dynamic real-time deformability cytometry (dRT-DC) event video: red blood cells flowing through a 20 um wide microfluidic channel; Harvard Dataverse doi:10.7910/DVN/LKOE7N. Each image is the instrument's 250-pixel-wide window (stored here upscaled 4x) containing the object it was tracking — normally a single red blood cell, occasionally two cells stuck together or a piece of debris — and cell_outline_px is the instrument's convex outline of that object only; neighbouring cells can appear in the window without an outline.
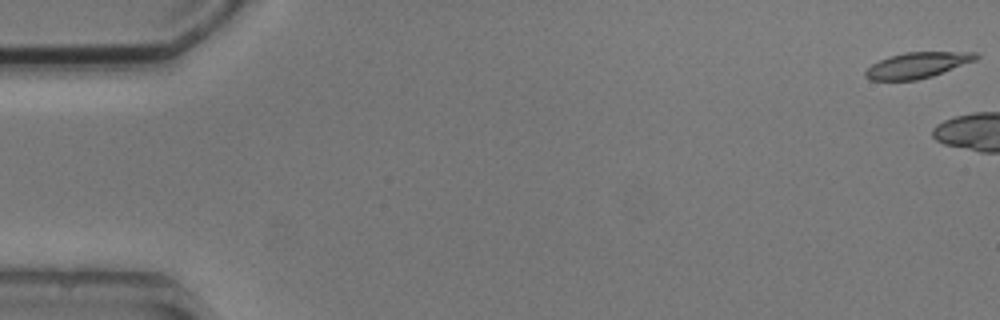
{"species": "common noctule bat (a hibernating species)", "species_latin": "Nyctalus noctula", "temperature_condition": "cold", "stored_images_in_passage": 9, "camera_frame_rate_fps": 3000, "um_per_image_px": 0.085, "animal": {"sex": "male", "body_mass_g": 20.5, "forearm_length_mm": 52.5}, "frame": {"image": 1, "passage_image": 1, "time_ms": 0.0, "image_size_px": [1000, 320], "cell_outline_px": [[980, 56], [976, 60], [932, 76], [916, 80], [868, 80], [864, 76], [864, 72], [872, 64], [888, 56], [904, 52], [976, 52]], "centroid_in_image_um": [77.96, 5.53], "position_along_channel_um": 7.0, "area_um2": 16.59}}
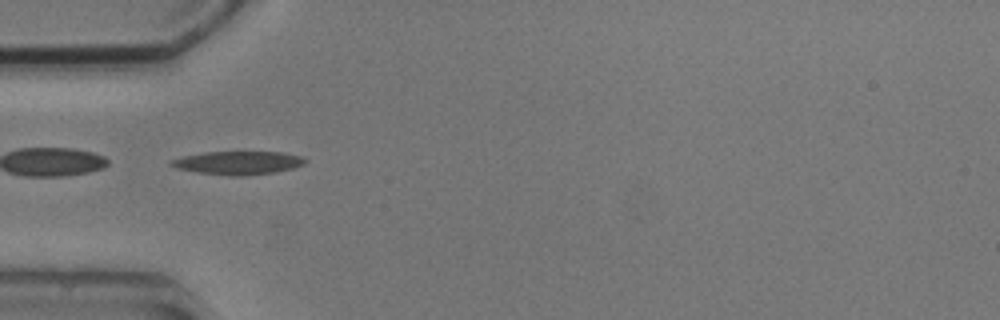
{"frame": {"image": 2, "passage_image": 7, "time_ms": 6.667, "image_size_px": [1000, 320], "cell_outline_px": [[308, 160], [304, 164], [292, 168], [276, 172], [244, 176], [228, 176], [196, 172], [176, 168], [168, 164], [168, 160], [184, 156], [204, 152], [280, 152], [304, 156]], "centroid_in_image_um": [20.23, 13.84], "position_along_channel_um": 64.8, "area_um2": 18.44}}